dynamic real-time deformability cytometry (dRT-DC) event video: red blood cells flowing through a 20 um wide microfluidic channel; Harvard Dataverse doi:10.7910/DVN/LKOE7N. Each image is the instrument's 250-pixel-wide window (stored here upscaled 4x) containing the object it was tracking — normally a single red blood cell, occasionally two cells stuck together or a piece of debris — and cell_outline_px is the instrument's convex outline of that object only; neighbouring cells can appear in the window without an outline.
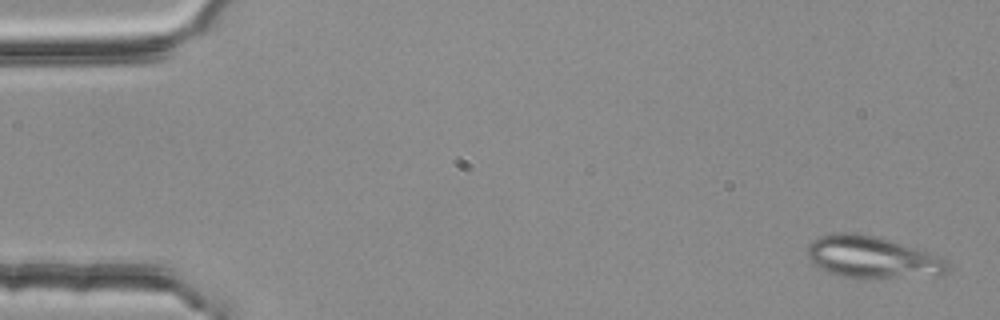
{"species": "common noctule bat (a hibernating species)", "species_latin": "Nyctalus noctula", "temperature_condition": "room temperature", "stored_images_in_passage": 4, "camera_frame_rate_fps": 3000, "um_per_image_px": 0.085, "animal": {"sex": "female", "body_mass_g": 25.1}, "frame": {"image": 1, "passage_image": 1, "time_ms": 0.0, "image_size_px": [1000, 320], "cell_outline_px": [[952, 268], [948, 272], [940, 276], [864, 280], [840, 276], [828, 272], [820, 268], [808, 256], [808, 244], [812, 240], [820, 236], [836, 232], [856, 232], [876, 236], [892, 240], [928, 252], [948, 260], [952, 264]], "centroid_in_image_um": [74.23, 21.9], "position_along_channel_um": 10.8, "area_um2": 35.37}}